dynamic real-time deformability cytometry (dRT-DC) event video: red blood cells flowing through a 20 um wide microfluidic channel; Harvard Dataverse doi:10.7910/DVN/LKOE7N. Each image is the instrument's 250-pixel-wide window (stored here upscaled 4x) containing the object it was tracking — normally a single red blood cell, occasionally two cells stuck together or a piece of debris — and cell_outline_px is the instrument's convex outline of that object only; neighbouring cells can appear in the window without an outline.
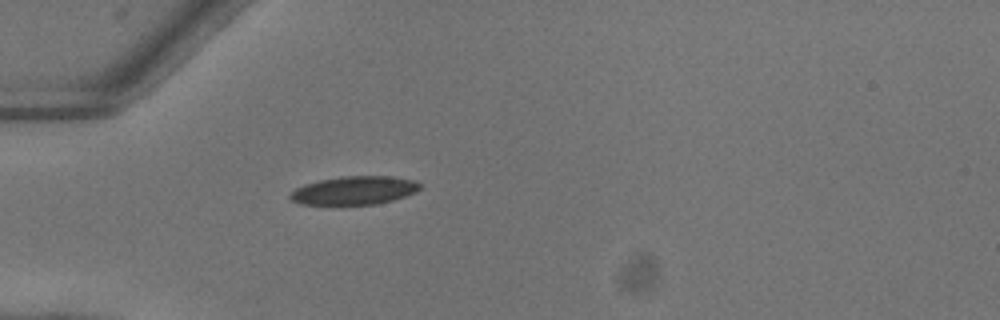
{"species": "common noctule bat (a hibernating species)", "species_latin": "Nyctalus noctula", "temperature_condition": "warm", "stored_images_in_passage": 14, "camera_frame_rate_fps": 3000, "um_per_image_px": 0.085, "animal": {"sex": "female"}, "frame": {"image": 1, "passage_image": 1, "time_ms": 0.0, "image_size_px": [1000, 320], "cell_outline_px": [[420, 188], [416, 192], [392, 200], [376, 204], [300, 204], [292, 200], [288, 196], [296, 188], [320, 180], [340, 176], [392, 176], [412, 180], [420, 184]], "centroid_in_image_um": [30.12, 16.18], "position_along_channel_um": 54.9, "area_um2": 21.15}}
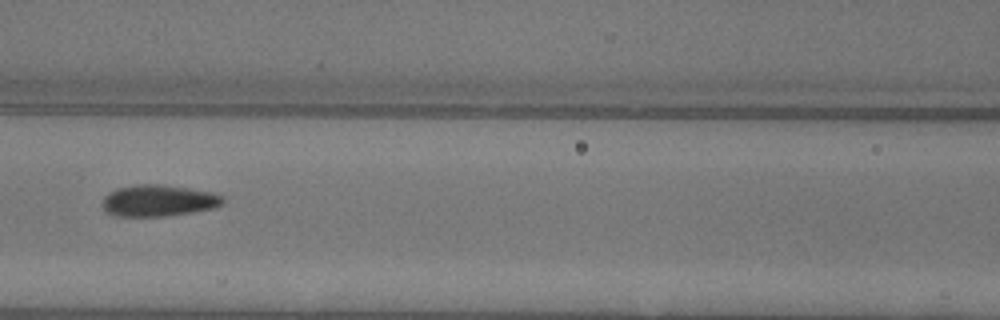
{"frame": {"image": 2, "passage_image": 9, "time_ms": 2.667, "image_size_px": [1000, 320], "cell_outline_px": [[224, 204], [212, 208], [192, 212], [168, 216], [116, 216], [108, 212], [104, 208], [104, 196], [116, 188], [136, 184], [160, 184], [216, 192], [224, 196]], "centroid_in_image_um": [13.53, 17.04], "position_along_channel_um": 153.1, "area_um2": 22.2}}
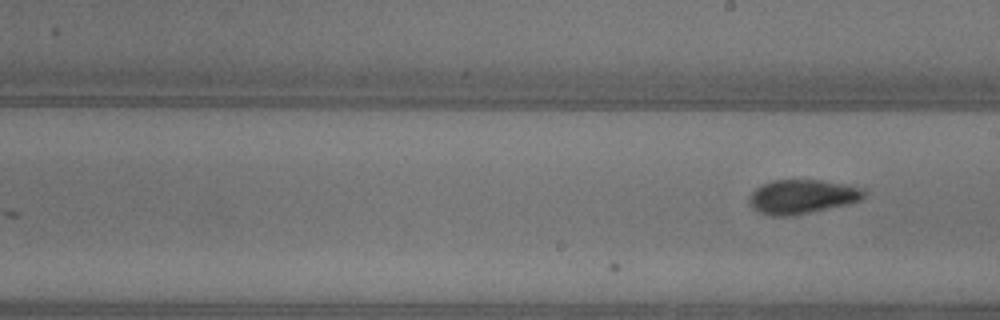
{"frame": {"image": 3, "passage_image": 14, "time_ms": 4.333, "image_size_px": [1000, 320], "cell_outline_px": [[864, 196], [860, 200], [848, 204], [792, 216], [772, 216], [756, 212], [752, 208], [748, 200], [748, 196], [756, 188], [772, 180], [820, 180], [848, 184], [864, 188]], "centroid_in_image_um": [68.16, 16.72], "position_along_channel_um": 220.8, "area_um2": 23.0}}